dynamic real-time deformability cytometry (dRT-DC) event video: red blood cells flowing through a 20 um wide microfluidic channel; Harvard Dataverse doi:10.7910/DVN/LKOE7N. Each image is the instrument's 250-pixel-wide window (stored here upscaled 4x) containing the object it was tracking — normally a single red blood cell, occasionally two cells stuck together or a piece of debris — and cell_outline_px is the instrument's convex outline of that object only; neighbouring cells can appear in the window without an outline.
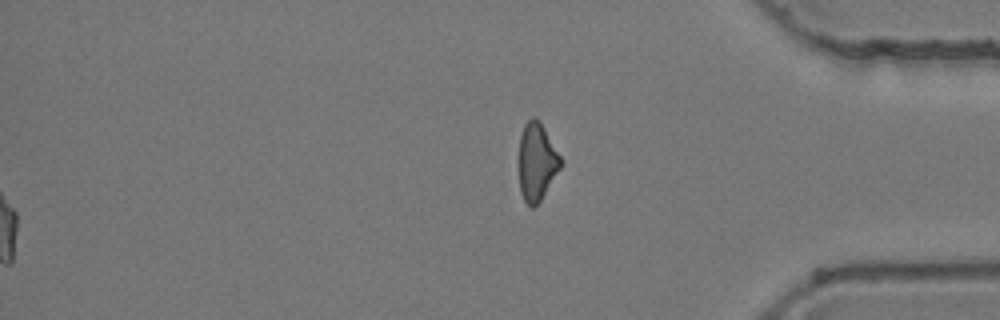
{"species": "common noctule bat (a hibernating species)", "species_latin": "Nyctalus noctula", "temperature_condition": "room temperature", "stored_images_in_passage": 55, "segment_of_instrument_passage": [2, 2], "camera_frame_rate_fps": 3000, "um_per_image_px": 0.085, "animal": {"sex": "female", "body_mass_g": 24.6, "forearm_length_mm": 56.2}, "frame": {"image": 1, "passage_image": 55, "time_ms": 18.0, "image_size_px": [1000, 320], "cell_outline_px": [[564, 164], [540, 200], [532, 208], [524, 200], [520, 192], [516, 160], [520, 136], [524, 124], [532, 116], [536, 116], [540, 120], [564, 160]], "centroid_in_image_um": [45.61, 13.71], "position_along_channel_um": 389.6, "area_um2": 19.88}}